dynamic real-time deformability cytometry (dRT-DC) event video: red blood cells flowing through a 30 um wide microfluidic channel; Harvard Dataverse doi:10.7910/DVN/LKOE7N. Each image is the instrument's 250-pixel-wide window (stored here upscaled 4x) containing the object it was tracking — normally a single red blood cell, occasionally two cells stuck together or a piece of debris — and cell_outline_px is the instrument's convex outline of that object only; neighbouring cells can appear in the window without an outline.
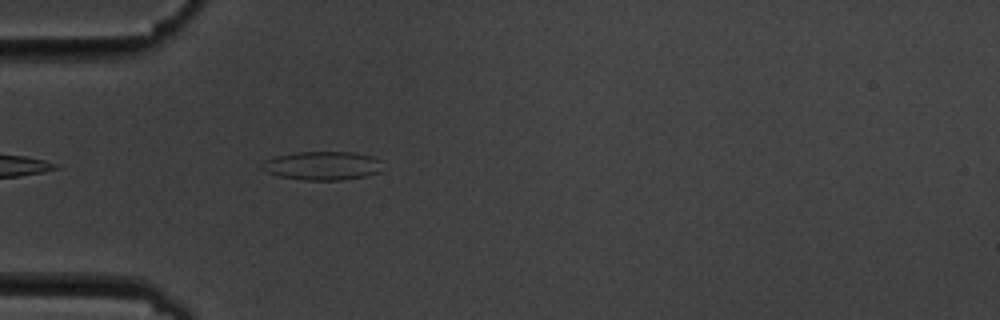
{"species": "common noctule bat (a hibernating species)", "species_latin": "Nyctalus noctula", "temperature_condition": "cold", "stored_images_in_passage": 2, "camera_frame_rate_fps": 3000, "um_per_image_px": 0.085, "animal": {"sex": "male", "body_mass_g": 19.5, "forearm_length_mm": 54.6}, "frame": {"image": 1, "passage_image": 2, "time_ms": 1.333, "image_size_px": [1000, 320], "cell_outline_px": [[380, 172], [364, 176], [340, 180], [304, 180], [280, 176], [264, 172], [260, 168], [260, 164], [264, 160], [276, 156], [296, 152], [352, 152], [372, 156], [380, 160]], "centroid_in_image_um": [27.34, 14.08], "position_along_channel_um": 57.7, "area_um2": 20.17}}